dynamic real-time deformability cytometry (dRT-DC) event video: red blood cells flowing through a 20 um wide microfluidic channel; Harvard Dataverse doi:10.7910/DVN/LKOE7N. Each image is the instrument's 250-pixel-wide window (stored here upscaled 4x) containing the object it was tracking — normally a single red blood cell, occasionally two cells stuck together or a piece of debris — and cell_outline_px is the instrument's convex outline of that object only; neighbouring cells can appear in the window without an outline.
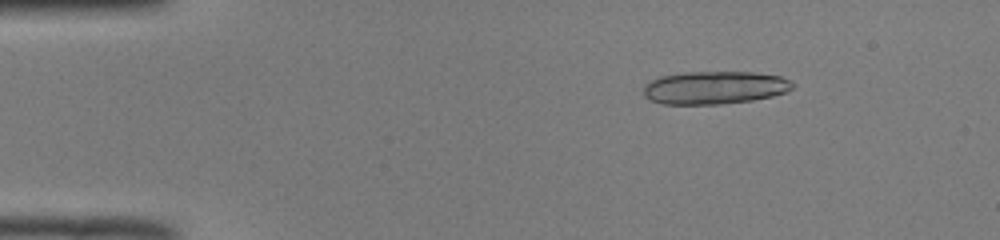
{"species": "common noctule bat (a hibernating species)", "species_latin": "Nyctalus noctula", "temperature_condition": "room temperature", "stored_images_in_passage": 18, "camera_frame_rate_fps": 3000, "um_per_image_px": 0.085, "animal": {"sex": "male", "body_mass_g": 19.0, "forearm_length_mm": 50.8}, "frame": {"image": 1, "passage_image": 8, "time_ms": 2.333, "image_size_px": [1000, 240], "cell_outline_px": [[796, 84], [792, 88], [784, 92], [772, 96], [752, 100], [720, 104], [660, 104], [648, 100], [644, 96], [644, 84], [660, 76], [684, 72], [752, 72], [780, 76], [792, 80]], "centroid_in_image_um": [60.72, 7.45], "position_along_channel_um": 24.3, "area_um2": 28.78}}